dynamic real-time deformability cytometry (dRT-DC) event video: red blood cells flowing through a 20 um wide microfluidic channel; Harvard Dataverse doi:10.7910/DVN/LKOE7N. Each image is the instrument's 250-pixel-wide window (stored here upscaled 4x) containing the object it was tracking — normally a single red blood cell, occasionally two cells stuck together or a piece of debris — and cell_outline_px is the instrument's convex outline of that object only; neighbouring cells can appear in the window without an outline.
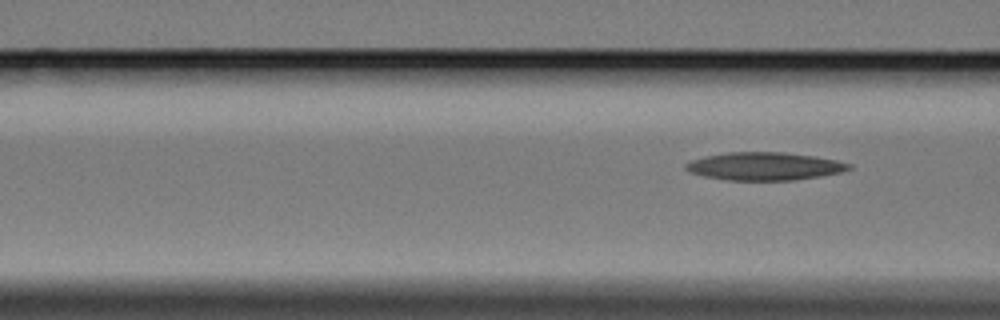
{"species": "Egyptian fruit bat (a non-hibernating species)", "species_latin": "Rousettus aegyptiacus", "temperature_condition": "cold", "stored_images_in_passage": 3, "camera_frame_rate_fps": 3000, "um_per_image_px": 0.085, "animal": {"sex": "female"}, "frame": {"image": 1, "passage_image": 3, "time_ms": 3.333, "image_size_px": [1000, 320], "cell_outline_px": [[852, 168], [840, 172], [820, 176], [792, 180], [728, 180], [704, 176], [688, 172], [684, 168], [684, 164], [692, 160], [704, 156], [728, 152], [784, 152], [816, 156], [836, 160], [852, 164]], "centroid_in_image_um": [64.96, 14.12], "position_along_channel_um": 101.6, "area_um2": 26.59}}